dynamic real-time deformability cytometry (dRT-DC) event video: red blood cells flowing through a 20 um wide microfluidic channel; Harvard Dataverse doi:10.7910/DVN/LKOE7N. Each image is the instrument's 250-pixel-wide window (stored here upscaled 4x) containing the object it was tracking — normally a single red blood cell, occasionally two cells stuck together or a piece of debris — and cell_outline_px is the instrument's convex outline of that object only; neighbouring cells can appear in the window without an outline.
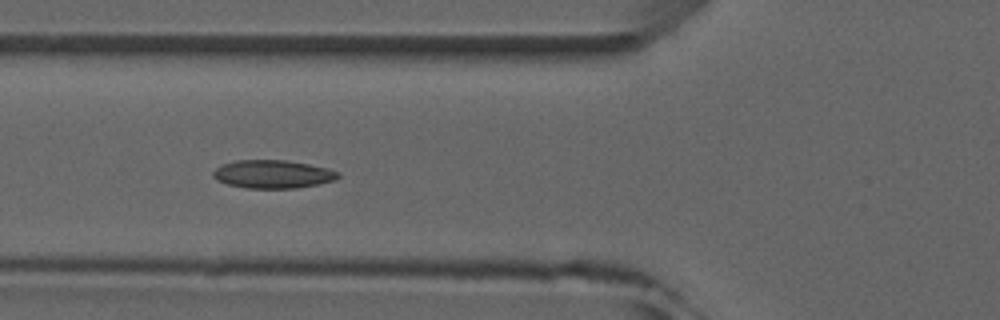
{"species": "common noctule bat (a hibernating species)", "species_latin": "Nyctalus noctula", "temperature_condition": "room temperature", "stored_images_in_passage": 8, "camera_frame_rate_fps": 3000, "um_per_image_px": 0.085, "animal": {"sex": "male", "forearm_length_mm": 52.5}, "frame": {"image": 1, "passage_image": 6, "time_ms": 5.667, "image_size_px": [1000, 320], "cell_outline_px": [[340, 176], [336, 180], [296, 188], [248, 188], [228, 184], [216, 180], [212, 176], [212, 172], [220, 164], [236, 160], [288, 160], [328, 168], [340, 172]], "centroid_in_image_um": [23.18, 14.79], "position_along_channel_um": 102.6, "area_um2": 20.63}}
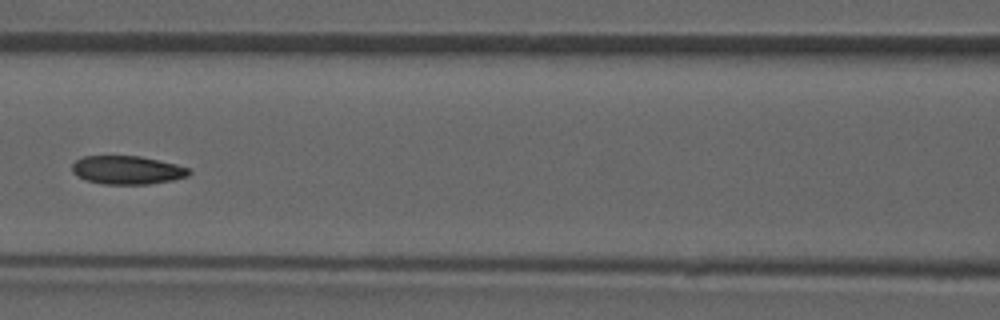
{"frame": {"image": 2, "passage_image": 7, "time_ms": 7.0, "image_size_px": [1000, 320], "cell_outline_px": [[192, 172], [188, 176], [172, 180], [148, 184], [104, 184], [84, 180], [76, 176], [72, 172], [72, 164], [76, 160], [84, 156], [140, 156], [176, 164], [192, 168]], "centroid_in_image_um": [10.82, 14.45], "position_along_channel_um": 155.8, "area_um2": 19.54}}